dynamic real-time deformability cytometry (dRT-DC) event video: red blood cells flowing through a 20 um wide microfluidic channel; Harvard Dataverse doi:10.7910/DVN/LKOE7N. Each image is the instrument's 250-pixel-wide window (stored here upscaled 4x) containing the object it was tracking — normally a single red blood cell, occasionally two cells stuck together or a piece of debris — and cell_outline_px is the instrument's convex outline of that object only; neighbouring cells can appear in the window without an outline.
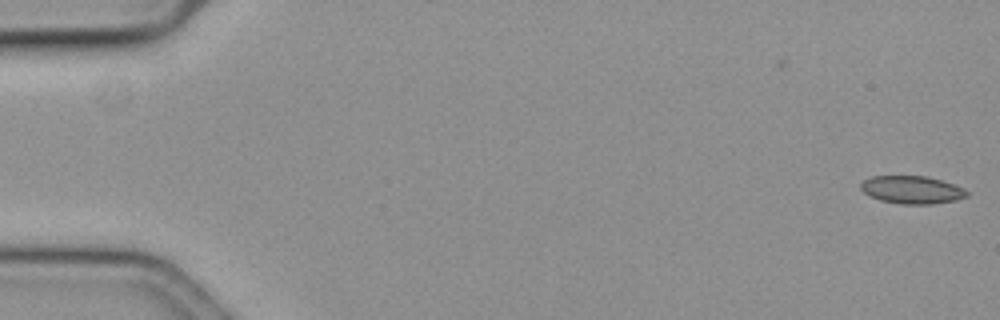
{"species": "common noctule bat (a hibernating species)", "species_latin": "Nyctalus noctula", "temperature_condition": "cold", "stored_images_in_passage": 58, "camera_frame_rate_fps": 3000, "um_per_image_px": 0.085, "animal": {"sex": "female", "body_mass_g": 19.3, "forearm_length_mm": 54.1}, "frame": {"image": 1, "passage_image": 1, "time_ms": 0.0, "image_size_px": [1000, 320], "cell_outline_px": [[968, 196], [956, 200], [932, 204], [900, 204], [880, 200], [868, 196], [860, 188], [860, 184], [864, 180], [872, 176], [924, 176], [940, 180], [964, 188], [968, 192]], "centroid_in_image_um": [77.49, 16.14], "position_along_channel_um": 7.5, "area_um2": 17.17}}
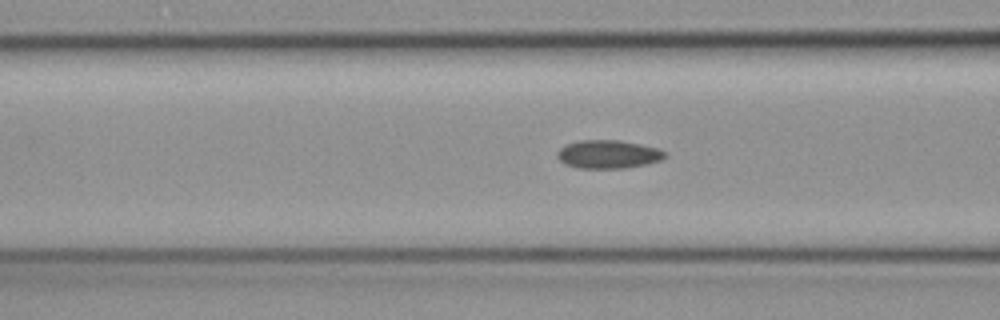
{"frame": {"image": 2, "passage_image": 23, "time_ms": 7.333, "image_size_px": [1000, 320], "cell_outline_px": [[668, 156], [660, 160], [648, 164], [624, 168], [576, 168], [564, 164], [556, 156], [556, 152], [564, 144], [580, 140], [620, 140], [660, 148]], "centroid_in_image_um": [51.68, 13.11], "position_along_channel_um": 114.9, "area_um2": 18.03}}
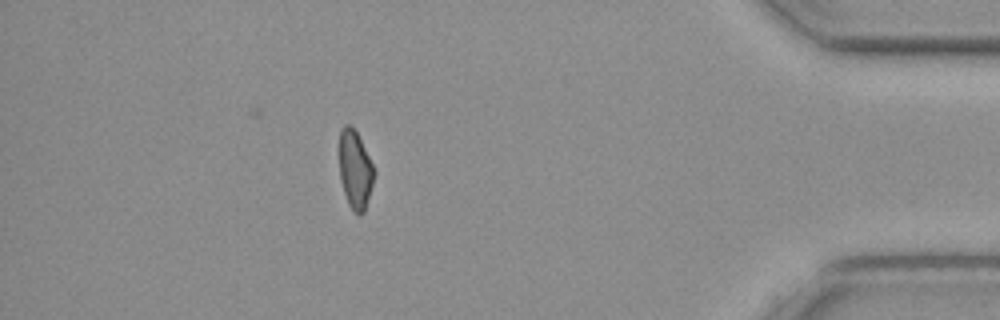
{"frame": {"image": 3, "passage_image": 51, "time_ms": 16.667, "image_size_px": [1000, 320], "cell_outline_px": [[376, 172], [368, 200], [364, 212], [360, 216], [352, 212], [348, 204], [340, 180], [340, 128], [344, 124], [348, 124], [356, 132]], "centroid_in_image_um": [30.19, 14.48], "position_along_channel_um": 405.0, "area_um2": 15.78}}